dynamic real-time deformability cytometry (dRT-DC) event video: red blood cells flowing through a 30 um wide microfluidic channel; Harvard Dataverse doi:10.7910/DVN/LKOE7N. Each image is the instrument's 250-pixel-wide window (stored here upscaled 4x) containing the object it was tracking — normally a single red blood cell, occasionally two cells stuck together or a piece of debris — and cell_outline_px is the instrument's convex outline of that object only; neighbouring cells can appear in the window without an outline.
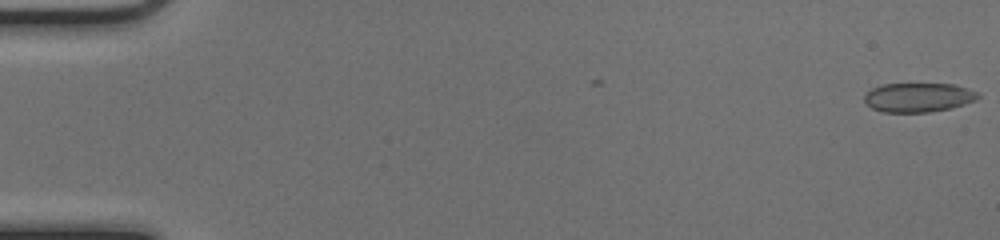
{"species": "common noctule bat (a hibernating species)", "species_latin": "Nyctalus noctula", "temperature_condition": "cold", "stored_images_in_passage": 8, "camera_frame_rate_fps": 3000, "um_per_image_px": 0.085, "animal": {"sex": "female", "body_mass_g": 17.0, "forearm_length_mm": 48.0}, "frame": {"image": 1, "passage_image": 1, "time_ms": 0.0, "image_size_px": [1000, 240], "cell_outline_px": [[980, 96], [976, 100], [952, 108], [928, 112], [880, 112], [864, 104], [864, 96], [872, 88], [880, 84], [956, 84], [980, 92]], "centroid_in_image_um": [78.06, 8.28], "position_along_channel_um": 6.9, "area_um2": 19.59}}